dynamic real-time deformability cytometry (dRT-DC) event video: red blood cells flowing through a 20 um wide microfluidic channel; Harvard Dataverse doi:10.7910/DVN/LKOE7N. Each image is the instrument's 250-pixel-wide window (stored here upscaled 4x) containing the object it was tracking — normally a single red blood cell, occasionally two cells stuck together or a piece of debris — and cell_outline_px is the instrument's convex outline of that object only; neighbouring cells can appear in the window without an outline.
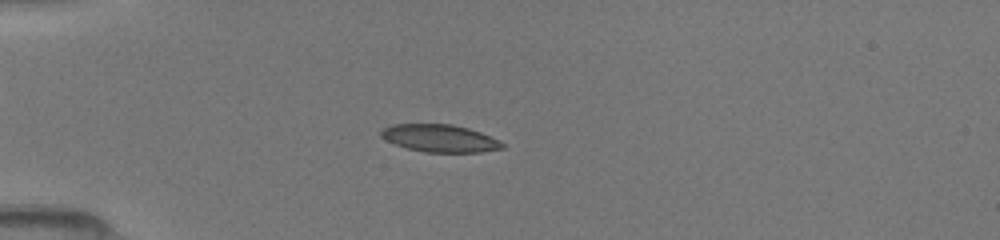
{"species": "common noctule bat (a hibernating species)", "species_latin": "Nyctalus noctula", "temperature_condition": "room temperature", "stored_images_in_passage": 49, "camera_frame_rate_fps": 3000, "um_per_image_px": 0.085, "animal": {"sex": "female", "body_mass_g": 19.5, "forearm_length_mm": 54.1}, "frame": {"image": 1, "passage_image": 14, "time_ms": 4.333, "image_size_px": [1000, 240], "cell_outline_px": [[504, 148], [480, 152], [424, 152], [408, 148], [396, 144], [380, 136], [380, 132], [384, 128], [392, 124], [452, 124], [468, 128], [480, 132], [504, 144]], "centroid_in_image_um": [37.37, 11.75], "position_along_channel_um": 47.6, "area_um2": 19.13}}
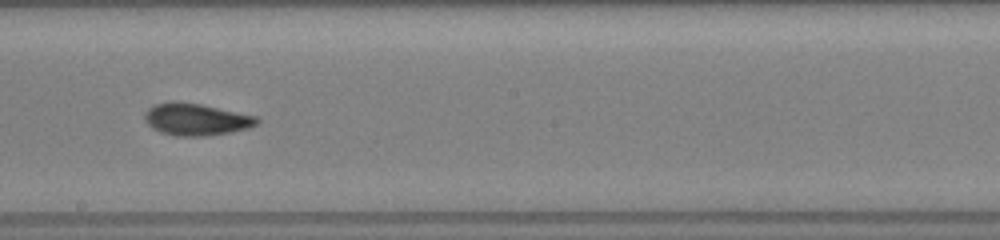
{"frame": {"image": 2, "passage_image": 29, "time_ms": 9.333, "image_size_px": [1000, 240], "cell_outline_px": [[260, 120], [256, 124], [248, 128], [232, 132], [204, 136], [176, 136], [160, 132], [152, 128], [144, 120], [144, 112], [148, 108], [156, 104], [200, 104], [256, 116]], "centroid_in_image_um": [16.68, 10.19], "position_along_channel_um": 231.5, "area_um2": 20.35}}
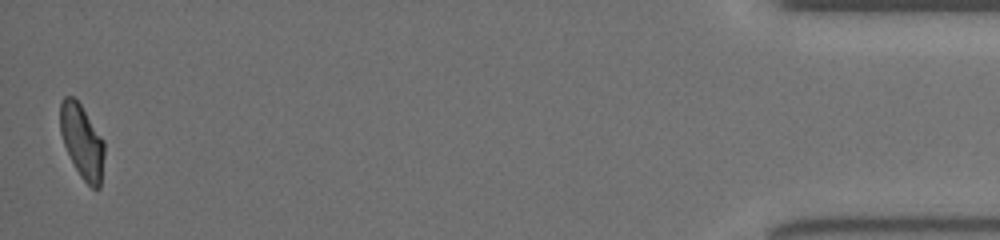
{"frame": {"image": 3, "passage_image": 49, "time_ms": 16.0, "image_size_px": [1000, 240], "cell_outline_px": [[104, 156], [100, 188], [92, 188], [80, 176], [64, 144], [60, 132], [60, 100], [64, 96], [72, 96], [80, 104], [104, 140]], "centroid_in_image_um": [6.97, 12.0], "position_along_channel_um": 428.2, "area_um2": 18.79}}